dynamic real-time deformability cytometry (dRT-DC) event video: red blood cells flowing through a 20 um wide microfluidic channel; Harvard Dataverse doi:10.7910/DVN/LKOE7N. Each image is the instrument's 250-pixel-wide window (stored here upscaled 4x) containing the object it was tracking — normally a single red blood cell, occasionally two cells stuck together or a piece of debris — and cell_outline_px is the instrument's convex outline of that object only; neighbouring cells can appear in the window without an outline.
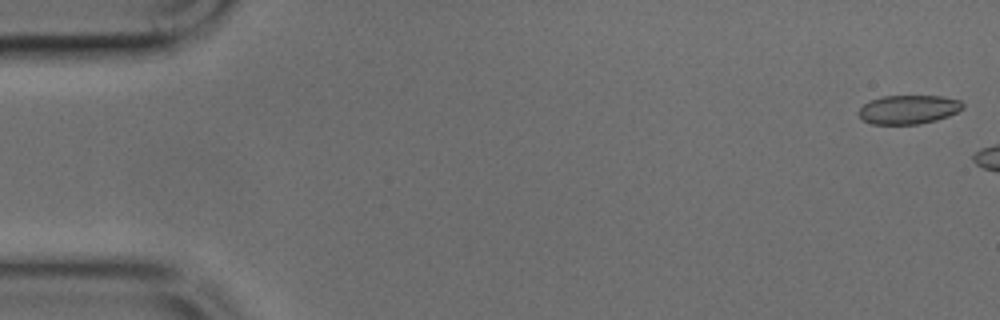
{"species": "common noctule bat (a hibernating species)", "species_latin": "Nyctalus noctula", "temperature_condition": "cold", "stored_images_in_passage": 5, "camera_frame_rate_fps": 3000, "um_per_image_px": 0.085, "animal": {"sex": "male", "body_mass_g": 17.9, "forearm_length_mm": 54.2}, "frame": {"image": 1, "passage_image": 1, "time_ms": 0.0, "image_size_px": [1000, 320], "cell_outline_px": [[964, 108], [948, 116], [936, 120], [920, 124], [872, 124], [860, 120], [856, 112], [868, 100], [880, 96], [940, 96], [960, 100], [964, 104]], "centroid_in_image_um": [77.16, 9.31], "position_along_channel_um": 7.8, "area_um2": 17.8}}